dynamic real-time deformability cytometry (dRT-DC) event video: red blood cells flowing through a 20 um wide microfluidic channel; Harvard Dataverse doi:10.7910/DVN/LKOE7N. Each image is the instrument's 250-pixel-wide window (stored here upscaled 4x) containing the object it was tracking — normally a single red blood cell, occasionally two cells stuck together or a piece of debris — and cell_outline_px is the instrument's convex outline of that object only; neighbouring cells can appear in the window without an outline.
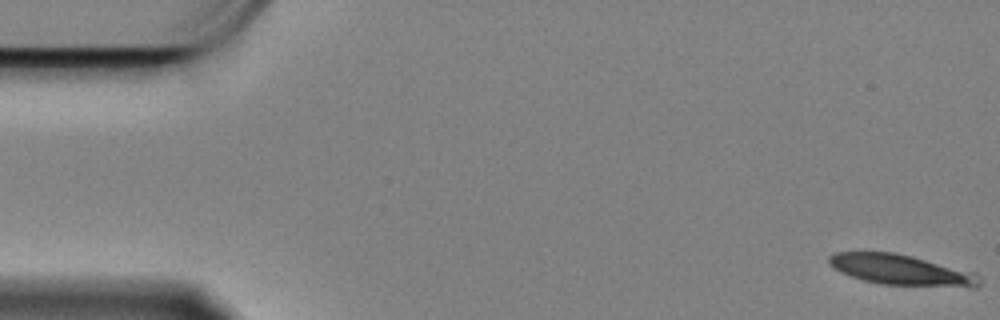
{"species": "Egyptian fruit bat (a non-hibernating species)", "species_latin": "Rousettus aegyptiacus", "temperature_condition": "cold", "stored_images_in_passage": 16, "camera_frame_rate_fps": 3000, "um_per_image_px": 0.085, "animal": {"sex": "female"}, "frame": {"image": 1, "passage_image": 1, "time_ms": 0.0, "image_size_px": [1000, 320], "cell_outline_px": [[980, 284], [976, 288], [968, 288], [880, 284], [864, 280], [840, 272], [828, 264], [828, 256], [836, 252], [892, 252], [912, 256], [976, 272], [980, 280]], "centroid_in_image_um": [76.65, 22.96], "position_along_channel_um": 8.3, "area_um2": 27.05}}
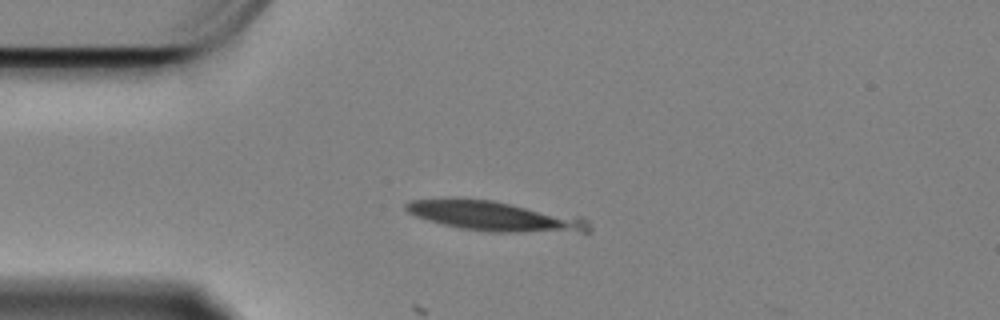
{"frame": {"image": 2, "passage_image": 14, "time_ms": 4.333, "image_size_px": [1000, 320], "cell_outline_px": [[592, 228], [588, 232], [488, 232], [460, 228], [428, 220], [416, 216], [408, 212], [404, 208], [404, 204], [412, 200], [492, 200], [580, 216], [588, 220]], "centroid_in_image_um": [42.17, 18.4], "position_along_channel_um": 42.8, "area_um2": 31.33}}